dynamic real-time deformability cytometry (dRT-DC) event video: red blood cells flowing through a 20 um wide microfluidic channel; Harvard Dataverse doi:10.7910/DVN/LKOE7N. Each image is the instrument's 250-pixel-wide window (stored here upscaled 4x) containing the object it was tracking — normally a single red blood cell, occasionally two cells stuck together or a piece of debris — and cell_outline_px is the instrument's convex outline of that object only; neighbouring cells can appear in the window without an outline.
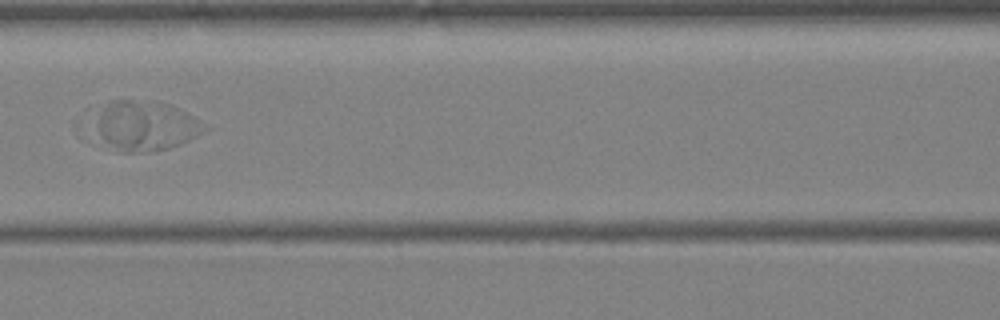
{"species": "Egyptian fruit bat (a non-hibernating species)", "species_latin": "Rousettus aegyptiacus", "temperature_condition": "warm", "stored_images_in_passage": 26, "segment_of_instrument_passage": [3, 4], "camera_frame_rate_fps": 3000, "um_per_image_px": 0.085, "animal": {"sex": "female"}, "frame": {"image": 1, "passage_image": 16, "time_ms": 5.0, "image_size_px": [1000, 320], "cell_outline_px": [[208, 128], [196, 136], [180, 144], [168, 148], [148, 152], [120, 152], [104, 140], [100, 132], [100, 112], [108, 104], [116, 100], [156, 100], [168, 104], [192, 116]], "centroid_in_image_um": [12.44, 10.69], "position_along_channel_um": 154.2, "area_um2": 30.46}}
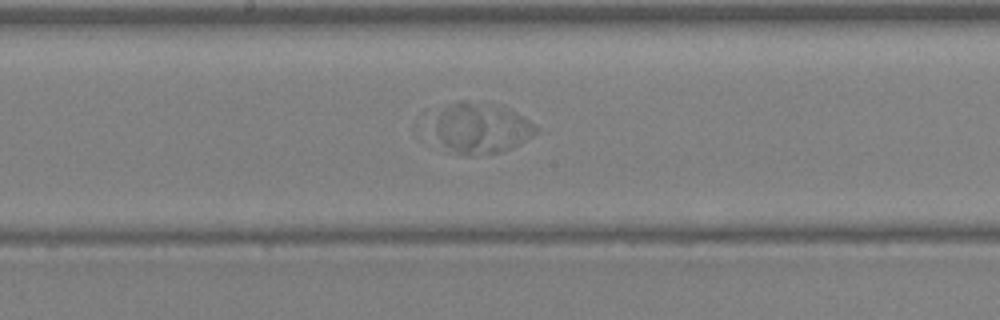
{"frame": {"image": 2, "passage_image": 19, "time_ms": 6.0, "image_size_px": [1000, 320], "cell_outline_px": [[540, 128], [532, 136], [512, 148], [500, 152], [464, 156], [444, 144], [440, 140], [420, 112], [424, 108], [464, 100], [500, 104], [516, 112]], "centroid_in_image_um": [40.65, 10.78], "position_along_channel_um": 207.6, "area_um2": 32.14}}
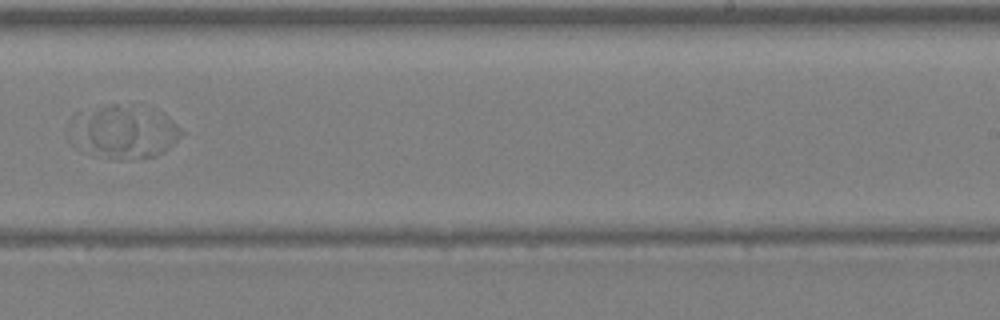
{"frame": {"image": 3, "passage_image": 23, "time_ms": 7.333, "image_size_px": [1000, 320], "cell_outline_px": [[184, 132], [164, 152], [156, 156], [108, 156], [76, 148], [68, 140], [84, 116], [104, 104], [116, 104], [164, 116], [176, 124]], "centroid_in_image_um": [10.6, 11.24], "position_along_channel_um": 278.4, "area_um2": 31.33}}